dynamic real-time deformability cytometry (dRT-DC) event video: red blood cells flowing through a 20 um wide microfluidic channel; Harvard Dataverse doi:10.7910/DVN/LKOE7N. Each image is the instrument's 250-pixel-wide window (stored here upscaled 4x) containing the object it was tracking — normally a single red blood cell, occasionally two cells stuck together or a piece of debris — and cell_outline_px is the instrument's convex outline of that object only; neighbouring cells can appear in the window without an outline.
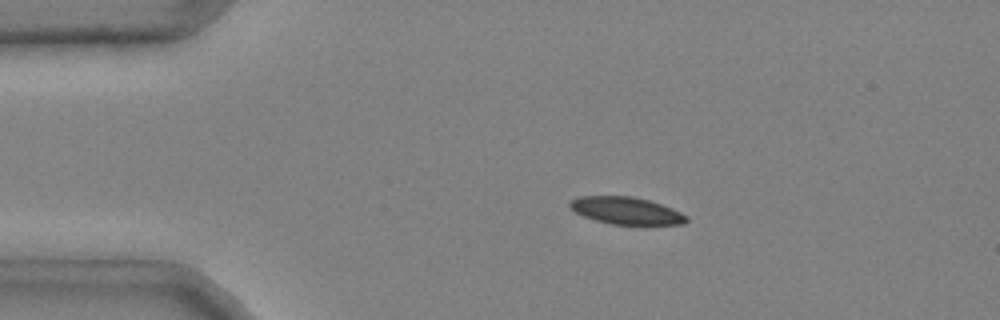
{"species": "common noctule bat (a hibernating species)", "species_latin": "Nyctalus noctula", "temperature_condition": "cold", "stored_images_in_passage": 41, "camera_frame_rate_fps": 3000, "um_per_image_px": 0.085, "animal": {"sex": "male", "body_mass_g": 20.4}, "frame": {"image": 1, "passage_image": 3, "time_ms": 0.667, "image_size_px": [1000, 320], "cell_outline_px": [[688, 220], [684, 224], [612, 224], [596, 220], [584, 216], [576, 212], [568, 204], [568, 200], [576, 196], [632, 196], [648, 200], [672, 208], [688, 216]], "centroid_in_image_um": [53.2, 17.89], "position_along_channel_um": 31.8, "area_um2": 18.38}}
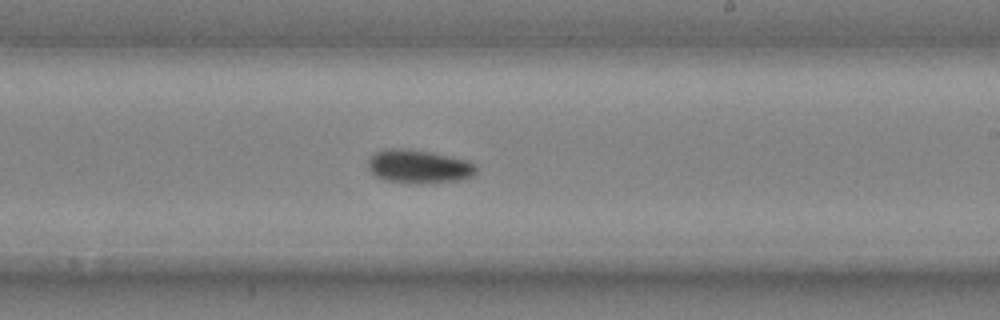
{"frame": {"image": 2, "passage_image": 23, "time_ms": 7.333, "image_size_px": [1000, 320], "cell_outline_px": [[476, 176], [464, 180], [428, 184], [408, 184], [384, 180], [376, 176], [368, 168], [368, 160], [376, 152], [384, 148], [400, 148], [432, 152], [468, 160], [476, 164]], "centroid_in_image_um": [35.65, 14.18], "position_along_channel_um": 253.4, "area_um2": 21.73}}
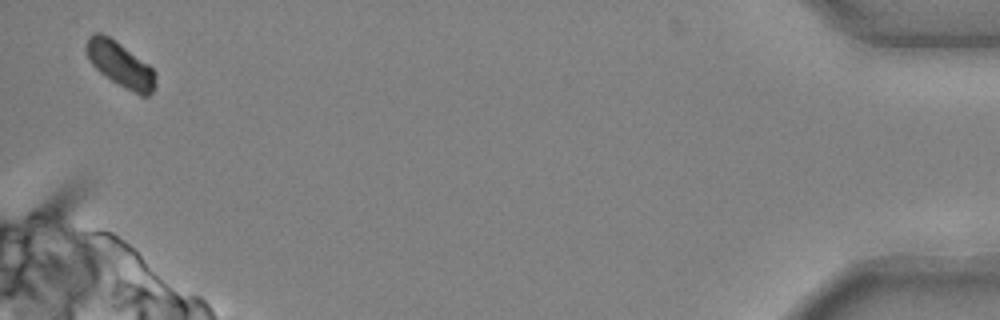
{"frame": {"image": 3, "passage_image": 41, "time_ms": 13.333, "image_size_px": [1000, 320], "cell_outline_px": [[156, 88], [148, 96], [140, 96], [124, 88], [100, 72], [92, 64], [84, 48], [84, 44], [88, 36], [96, 32], [100, 32], [116, 40], [148, 64], [156, 72]], "centroid_in_image_um": [10.24, 5.47], "position_along_channel_um": 425.0, "area_um2": 18.38}, "authors_computed_cell_mechanics": {"area_um2": 19.7098, "velocity_mm_per_s": 3.9785, "shape_relaxation_time_tau1_ms": 3.2437, "shape_relaxation_time_tau2_ms": null, "deformation_change_tau1": 0.0917, "deformation_change_tau2": null}}